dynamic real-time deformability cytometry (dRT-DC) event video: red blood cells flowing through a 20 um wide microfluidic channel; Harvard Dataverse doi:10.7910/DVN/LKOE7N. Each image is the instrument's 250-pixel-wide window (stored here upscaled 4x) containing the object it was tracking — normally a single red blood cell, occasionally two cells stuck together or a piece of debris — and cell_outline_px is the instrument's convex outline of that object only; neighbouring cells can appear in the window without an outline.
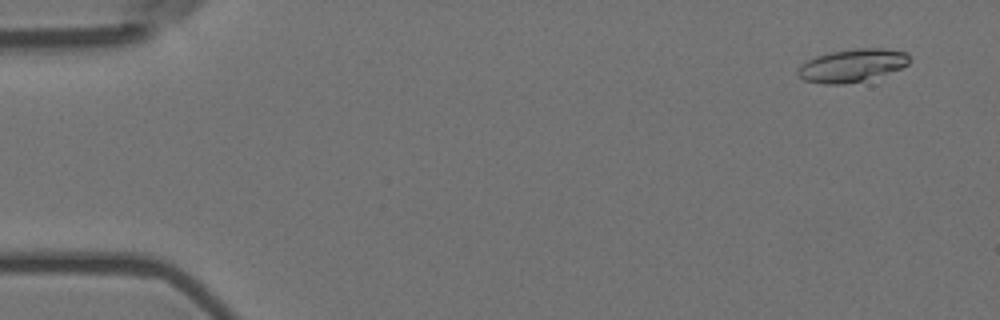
{"species": "Egyptian fruit bat (a non-hibernating species)", "species_latin": "Rousettus aegyptiacus", "temperature_condition": "room temperature", "stored_images_in_passage": 58, "camera_frame_rate_fps": 3000, "um_per_image_px": 0.085, "animal": {"sex": "female"}, "frame": {"image": 1, "passage_image": 4, "time_ms": 1.0, "image_size_px": [1000, 320], "cell_outline_px": [[908, 64], [900, 68], [860, 80], [840, 84], [824, 84], [804, 80], [796, 72], [800, 64], [816, 56], [832, 52], [856, 48], [884, 48], [904, 52], [908, 56]], "centroid_in_image_um": [72.36, 5.54], "position_along_channel_um": 12.6, "area_um2": 20.69}}
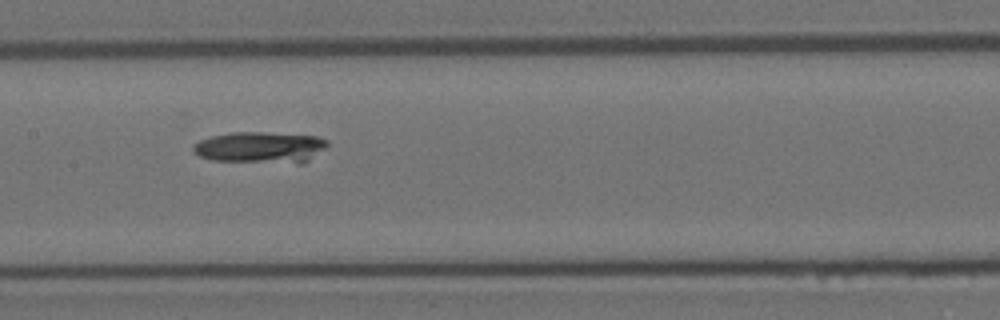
{"frame": {"image": 2, "passage_image": 29, "time_ms": 9.333, "image_size_px": [1000, 320], "cell_outline_px": [[328, 144], [324, 148], [304, 164], [296, 164], [212, 160], [200, 156], [192, 148], [192, 144], [200, 140], [212, 136], [232, 132], [264, 132], [316, 136], [328, 140]], "centroid_in_image_um": [22.14, 12.54], "position_along_channel_um": 185.3, "area_um2": 24.68}}
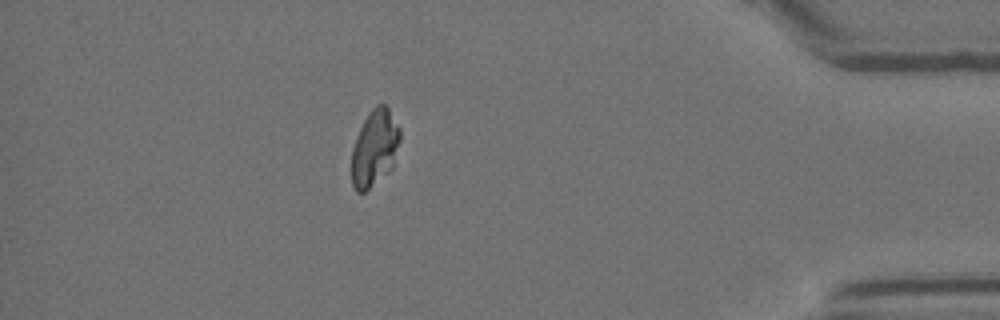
{"frame": {"image": 3, "passage_image": 51, "time_ms": 16.667, "image_size_px": [1000, 320], "cell_outline_px": [[400, 140], [392, 168], [388, 172], [364, 192], [356, 192], [352, 184], [352, 148], [356, 136], [368, 112], [376, 104], [384, 104], [388, 108], [400, 128]], "centroid_in_image_um": [31.84, 12.56], "position_along_channel_um": 403.4, "area_um2": 21.5}}